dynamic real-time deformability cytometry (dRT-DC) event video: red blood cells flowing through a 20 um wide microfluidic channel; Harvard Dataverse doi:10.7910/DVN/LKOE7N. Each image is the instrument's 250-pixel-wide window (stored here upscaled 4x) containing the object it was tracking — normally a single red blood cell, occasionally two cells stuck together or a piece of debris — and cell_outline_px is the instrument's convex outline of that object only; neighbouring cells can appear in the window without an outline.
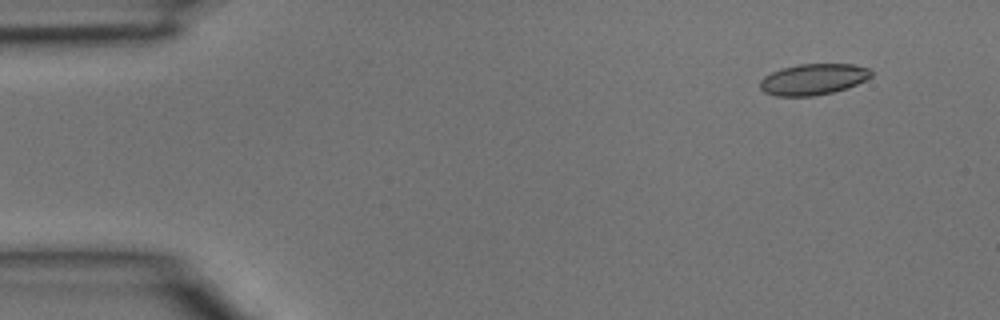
{"species": "common noctule bat (a hibernating species)", "species_latin": "Nyctalus noctula", "temperature_condition": "room temperature", "stored_images_in_passage": 4, "camera_frame_rate_fps": 3000, "um_per_image_px": 0.085, "animal": {"sex": "male", "body_mass_g": 15.6}, "frame": {"image": 1, "passage_image": 2, "time_ms": 0.333, "image_size_px": [1000, 320], "cell_outline_px": [[872, 76], [856, 84], [832, 92], [812, 96], [776, 96], [764, 92], [760, 88], [760, 80], [764, 76], [780, 68], [800, 64], [852, 64], [872, 68]], "centroid_in_image_um": [69.11, 6.73], "position_along_channel_um": 15.9, "area_um2": 20.11}}